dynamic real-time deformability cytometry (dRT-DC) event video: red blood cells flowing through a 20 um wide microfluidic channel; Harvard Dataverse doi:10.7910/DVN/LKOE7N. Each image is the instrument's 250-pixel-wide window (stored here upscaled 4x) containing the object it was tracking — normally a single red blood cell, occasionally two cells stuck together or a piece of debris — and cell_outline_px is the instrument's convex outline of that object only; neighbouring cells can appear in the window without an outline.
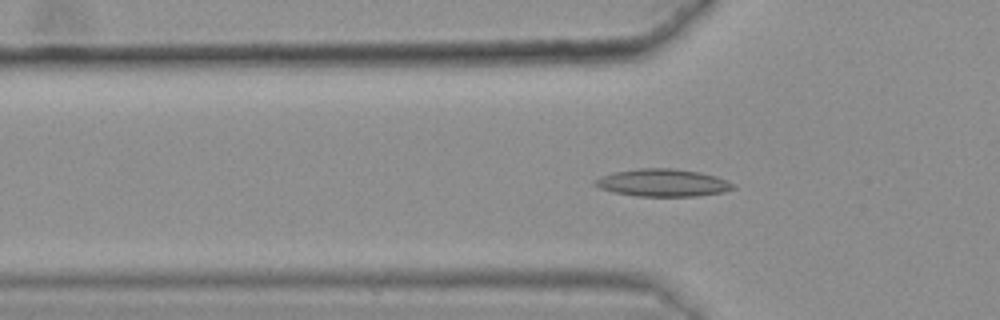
{"species": "common noctule bat (a hibernating species)", "species_latin": "Nyctalus noctula", "temperature_condition": "warm", "stored_images_in_passage": 48, "camera_frame_rate_fps": 3000, "um_per_image_px": 0.085, "animal": {"sex": "female", "body_mass_g": 25.1}, "frame": {"image": 1, "passage_image": 19, "time_ms": 6.0, "image_size_px": [1000, 320], "cell_outline_px": [[736, 188], [724, 192], [696, 196], [636, 196], [616, 192], [600, 188], [592, 184], [592, 180], [600, 176], [616, 172], [640, 168], [672, 168], [700, 172], [716, 176], [732, 184]], "centroid_in_image_um": [56.31, 15.53], "position_along_channel_um": 69.5, "area_um2": 22.02}}
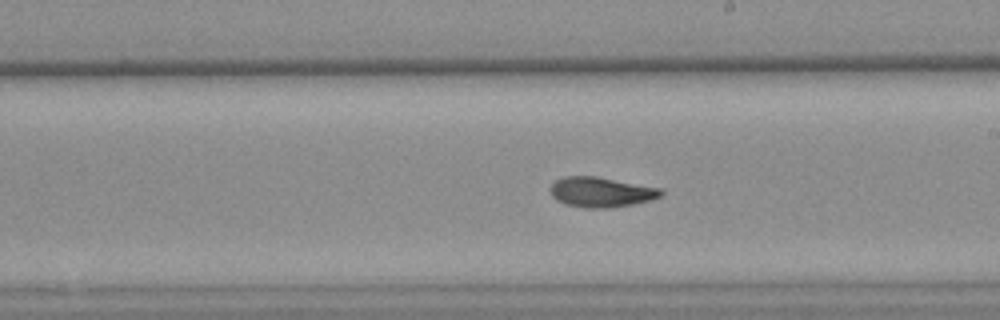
{"frame": {"image": 2, "passage_image": 33, "time_ms": 10.667, "image_size_px": [1000, 320], "cell_outline_px": [[664, 192], [660, 196], [648, 200], [632, 204], [612, 208], [584, 208], [564, 204], [556, 200], [552, 196], [548, 188], [556, 180], [564, 176], [596, 176], [660, 188]], "centroid_in_image_um": [51.03, 16.33], "position_along_channel_um": 238.0, "area_um2": 19.42}}
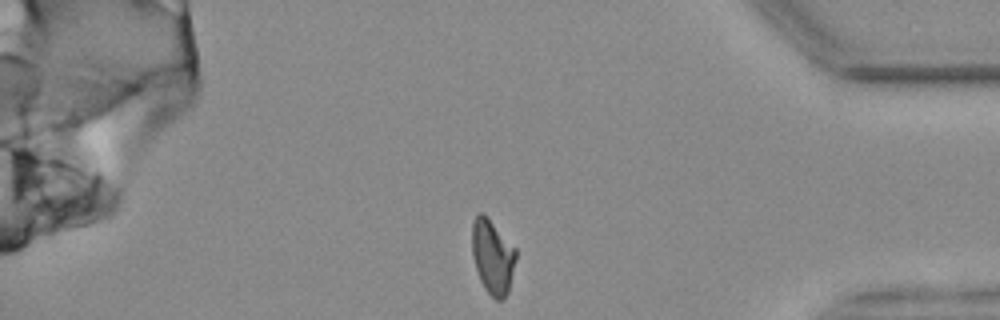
{"frame": {"image": 3, "passage_image": 48, "time_ms": 15.667, "image_size_px": [1000, 320], "cell_outline_px": [[516, 260], [508, 292], [500, 300], [496, 300], [484, 288], [480, 280], [476, 268], [472, 252], [472, 220], [480, 212], [484, 212], [516, 248]], "centroid_in_image_um": [41.87, 21.77], "position_along_channel_um": 393.3, "area_um2": 19.07}, "authors_computed_cell_mechanics": {"area_um2": 19.7098, "velocity_mm_per_s": 3.6118, "shape_relaxation_time_tau1_ms": 9.8499, "shape_relaxation_time_tau2_ms": 3.1336, "deformation_change_tau1": 0.2336, "deformation_change_tau2": 0.0897}}